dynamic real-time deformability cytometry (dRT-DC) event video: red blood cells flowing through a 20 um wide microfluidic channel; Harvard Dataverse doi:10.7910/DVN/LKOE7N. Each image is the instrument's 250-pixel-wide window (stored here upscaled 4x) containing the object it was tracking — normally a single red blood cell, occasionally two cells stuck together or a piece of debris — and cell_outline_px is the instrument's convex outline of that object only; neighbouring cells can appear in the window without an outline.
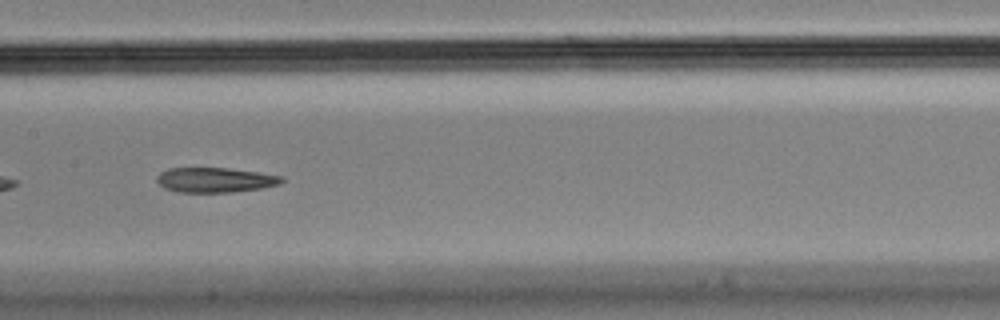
{"species": "Egyptian fruit bat (a non-hibernating species)", "species_latin": "Rousettus aegyptiacus", "temperature_condition": "cold", "stored_images_in_passage": 38, "camera_frame_rate_fps": 3000, "um_per_image_px": 0.085, "animal": {"sex": "male"}, "frame": {"image": 1, "passage_image": 12, "time_ms": 3.667, "image_size_px": [1000, 320], "cell_outline_px": [[284, 180], [280, 184], [260, 188], [232, 192], [176, 192], [164, 188], [156, 180], [156, 176], [160, 172], [168, 168], [228, 168], [284, 176]], "centroid_in_image_um": [18.26, 15.29], "position_along_channel_um": 189.1, "area_um2": 18.09}}